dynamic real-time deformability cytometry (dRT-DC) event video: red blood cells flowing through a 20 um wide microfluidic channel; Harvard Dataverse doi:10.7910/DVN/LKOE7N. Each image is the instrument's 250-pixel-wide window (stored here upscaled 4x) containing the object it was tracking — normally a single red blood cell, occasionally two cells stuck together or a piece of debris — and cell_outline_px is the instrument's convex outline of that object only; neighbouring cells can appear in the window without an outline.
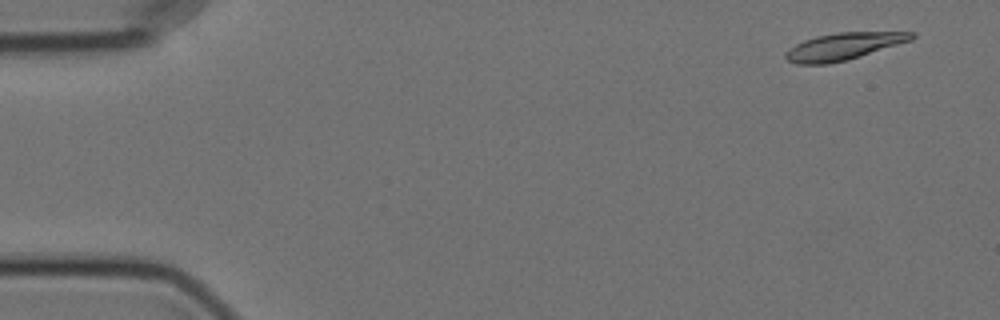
{"species": "Egyptian fruit bat (a non-hibernating species)", "species_latin": "Rousettus aegyptiacus", "temperature_condition": "cold", "stored_images_in_passage": 10, "camera_frame_rate_fps": 3000, "um_per_image_px": 0.085, "animal": {"sex": "female"}, "frame": {"image": 1, "passage_image": 4, "time_ms": 1.0, "image_size_px": [1000, 320], "cell_outline_px": [[916, 36], [912, 40], [848, 60], [828, 64], [796, 64], [788, 60], [784, 56], [784, 52], [788, 48], [804, 40], [816, 36], [836, 32], [916, 32]], "centroid_in_image_um": [71.69, 3.94], "position_along_channel_um": 13.3, "area_um2": 20.0}}